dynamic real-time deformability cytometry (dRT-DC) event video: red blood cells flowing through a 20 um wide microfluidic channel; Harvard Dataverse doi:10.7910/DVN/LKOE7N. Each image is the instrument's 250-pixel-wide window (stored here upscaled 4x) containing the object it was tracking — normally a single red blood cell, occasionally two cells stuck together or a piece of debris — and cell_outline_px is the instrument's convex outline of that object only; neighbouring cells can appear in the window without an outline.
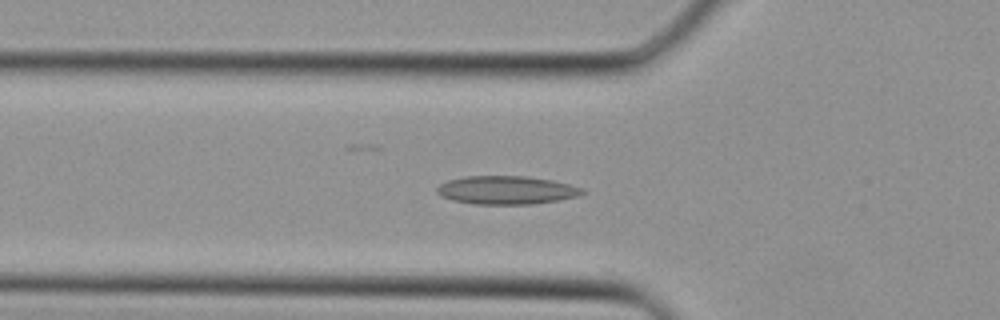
{"species": "Egyptian fruit bat (a non-hibernating species)", "species_latin": "Rousettus aegyptiacus", "temperature_condition": "cold", "stored_images_in_passage": 31, "camera_frame_rate_fps": 3000, "um_per_image_px": 0.085, "animal": {"sex": "female"}, "frame": {"image": 1, "passage_image": 8, "time_ms": 2.333, "image_size_px": [1000, 320], "cell_outline_px": [[588, 192], [580, 196], [556, 200], [528, 204], [476, 204], [452, 200], [440, 196], [436, 192], [436, 188], [440, 184], [448, 180], [464, 176], [528, 176], [552, 180], [584, 188]], "centroid_in_image_um": [43.05, 16.15], "position_along_channel_um": 82.7, "area_um2": 24.1}}
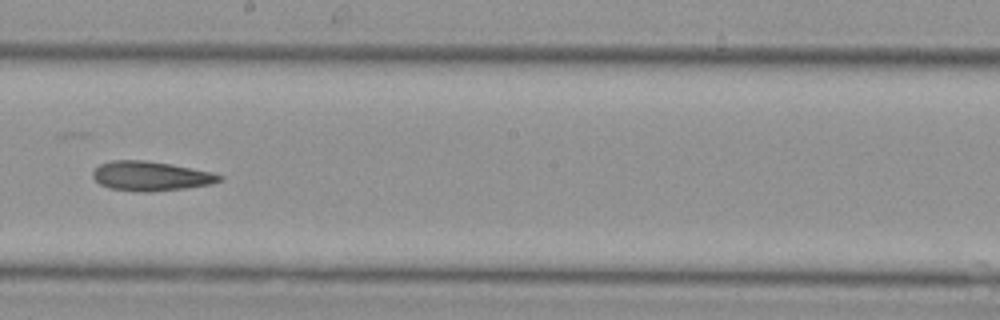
{"frame": {"image": 2, "passage_image": 16, "time_ms": 5.0, "image_size_px": [1000, 320], "cell_outline_px": [[224, 180], [212, 184], [184, 188], [152, 192], [140, 192], [108, 188], [100, 184], [92, 176], [92, 172], [100, 164], [112, 160], [144, 160], [172, 164], [212, 172], [224, 176]], "centroid_in_image_um": [12.84, 14.97], "position_along_channel_um": 235.4, "area_um2": 21.91}}
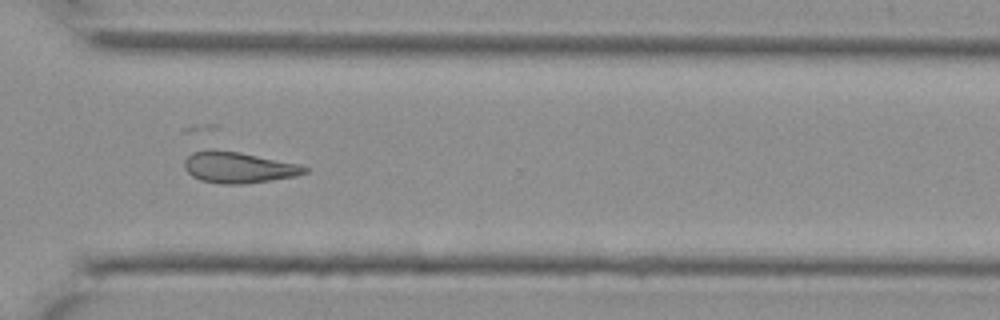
{"frame": {"image": 3, "passage_image": 22, "time_ms": 7.0, "image_size_px": [1000, 320], "cell_outline_px": [[308, 172], [296, 176], [244, 184], [220, 184], [200, 180], [192, 176], [184, 168], [184, 160], [192, 152], [208, 148], [212, 148], [240, 152], [300, 164], [308, 168]], "centroid_in_image_um": [20.24, 14.22], "position_along_channel_um": 350.4, "area_um2": 22.08}}